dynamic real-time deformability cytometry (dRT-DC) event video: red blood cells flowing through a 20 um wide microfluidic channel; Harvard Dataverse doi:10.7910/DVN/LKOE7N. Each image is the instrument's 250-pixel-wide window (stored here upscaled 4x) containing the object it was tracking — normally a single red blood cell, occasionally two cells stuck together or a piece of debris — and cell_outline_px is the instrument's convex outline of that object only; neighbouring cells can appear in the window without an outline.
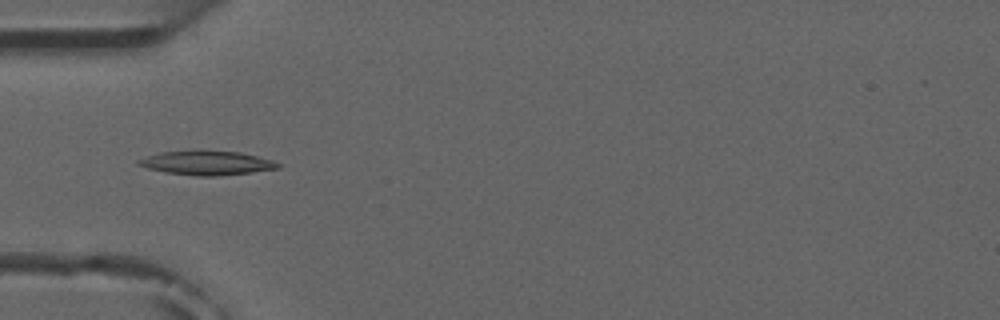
{"species": "common noctule bat (a hibernating species)", "species_latin": "Nyctalus noctula", "temperature_condition": "room temperature", "stored_images_in_passage": 5, "camera_frame_rate_fps": 3000, "um_per_image_px": 0.085, "animal": {"sex": "male", "forearm_length_mm": 52.5}, "frame": {"image": 1, "passage_image": 3, "time_ms": 2.333, "image_size_px": [1000, 320], "cell_outline_px": [[284, 164], [280, 168], [252, 172], [216, 176], [196, 176], [164, 172], [148, 168], [136, 164], [136, 160], [160, 152], [200, 148], [240, 152], [272, 160]], "centroid_in_image_um": [17.58, 13.82], "position_along_channel_um": 67.4, "area_um2": 20.29}}
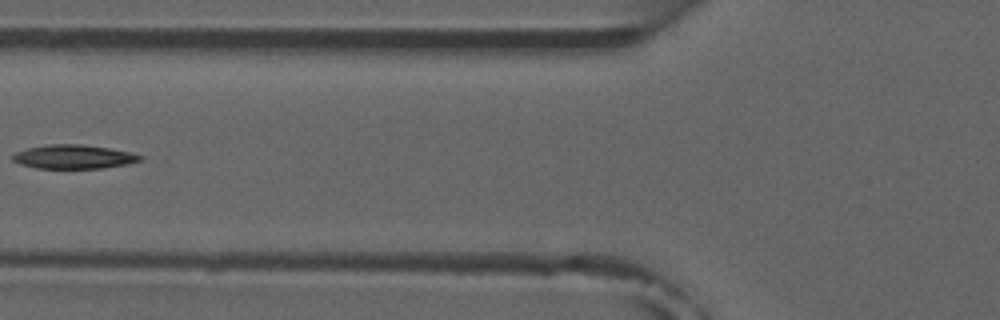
{"frame": {"image": 2, "passage_image": 4, "time_ms": 3.667, "image_size_px": [1000, 320], "cell_outline_px": [[144, 160], [124, 164], [100, 168], [36, 168], [20, 164], [12, 160], [12, 156], [16, 152], [28, 148], [48, 144], [80, 144], [108, 148], [128, 152], [144, 156]], "centroid_in_image_um": [6.24, 13.32], "position_along_channel_um": 119.6, "area_um2": 17.57}}
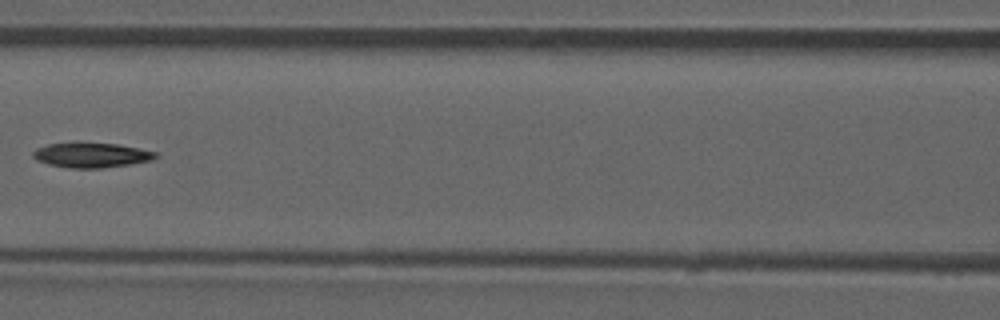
{"frame": {"image": 3, "passage_image": 5, "time_ms": 4.667, "image_size_px": [1000, 320], "cell_outline_px": [[160, 156], [152, 160], [104, 168], [68, 168], [48, 164], [36, 160], [32, 156], [32, 152], [36, 148], [48, 144], [76, 140], [116, 144], [156, 152]], "centroid_in_image_um": [7.7, 13.15], "position_along_channel_um": 158.9, "area_um2": 18.32}}